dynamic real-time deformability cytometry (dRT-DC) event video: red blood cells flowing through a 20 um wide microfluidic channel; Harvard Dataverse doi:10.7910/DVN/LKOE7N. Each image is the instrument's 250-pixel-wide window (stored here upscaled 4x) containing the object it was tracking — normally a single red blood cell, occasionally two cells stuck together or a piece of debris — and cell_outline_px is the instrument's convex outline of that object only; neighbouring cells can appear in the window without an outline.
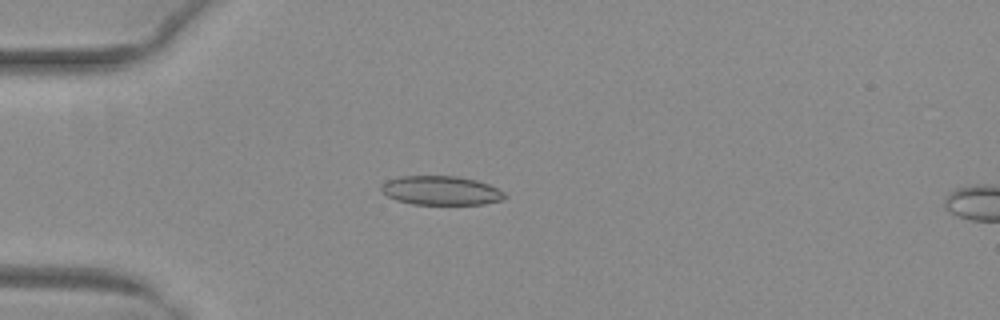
{"species": "common noctule bat (a hibernating species)", "species_latin": "Nyctalus noctula", "temperature_condition": "warm", "stored_images_in_passage": 48, "camera_frame_rate_fps": 3000, "um_per_image_px": 0.085, "animal": {"sex": "female", "body_mass_g": 29.2, "forearm_length_mm": 56.3}, "frame": {"image": 1, "passage_image": 11, "time_ms": 3.333, "image_size_px": [1000, 320], "cell_outline_px": [[508, 196], [504, 200], [484, 204], [412, 204], [396, 200], [388, 196], [380, 188], [380, 184], [388, 180], [400, 176], [456, 176], [476, 180], [488, 184], [504, 192]], "centroid_in_image_um": [37.5, 16.19], "position_along_channel_um": 47.5, "area_um2": 20.92}}
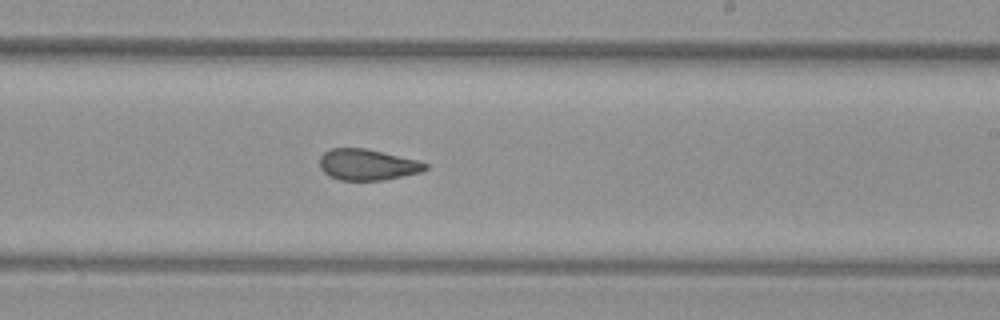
{"frame": {"image": 2, "passage_image": 28, "time_ms": 9.0, "image_size_px": [1000, 320], "cell_outline_px": [[428, 168], [420, 172], [384, 180], [340, 180], [328, 176], [320, 168], [320, 156], [324, 152], [332, 148], [364, 148], [420, 160], [428, 164]], "centroid_in_image_um": [31.23, 13.99], "position_along_channel_um": 257.8, "area_um2": 19.19}}
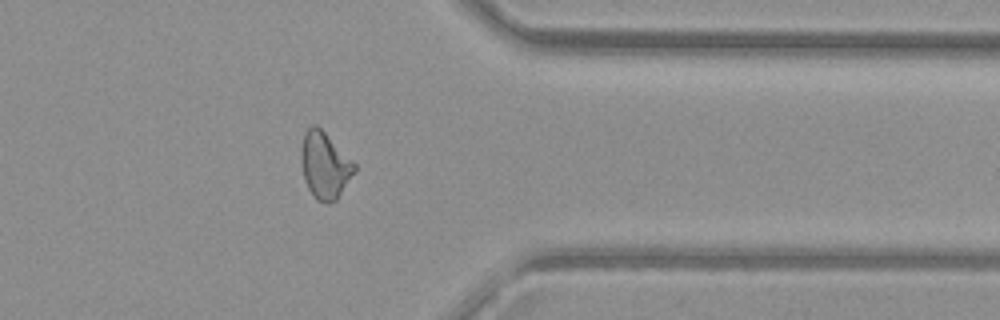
{"frame": {"image": 3, "passage_image": 38, "time_ms": 12.333, "image_size_px": [1000, 320], "cell_outline_px": [[356, 172], [336, 200], [328, 204], [324, 204], [316, 200], [312, 196], [304, 180], [300, 160], [300, 148], [304, 132], [312, 124], [316, 124], [356, 164]], "centroid_in_image_um": [27.58, 14.08], "position_along_channel_um": 383.8, "area_um2": 20.98}, "authors_computed_cell_mechanics": {"area_um2": 20.6346, "velocity_mm_per_s": 4.0633, "shape_relaxation_time_tau1_ms": null, "shape_relaxation_time_tau2_ms": 1.9002, "deformation_change_tau1": null, "deformation_change_tau2": 0.0912}}